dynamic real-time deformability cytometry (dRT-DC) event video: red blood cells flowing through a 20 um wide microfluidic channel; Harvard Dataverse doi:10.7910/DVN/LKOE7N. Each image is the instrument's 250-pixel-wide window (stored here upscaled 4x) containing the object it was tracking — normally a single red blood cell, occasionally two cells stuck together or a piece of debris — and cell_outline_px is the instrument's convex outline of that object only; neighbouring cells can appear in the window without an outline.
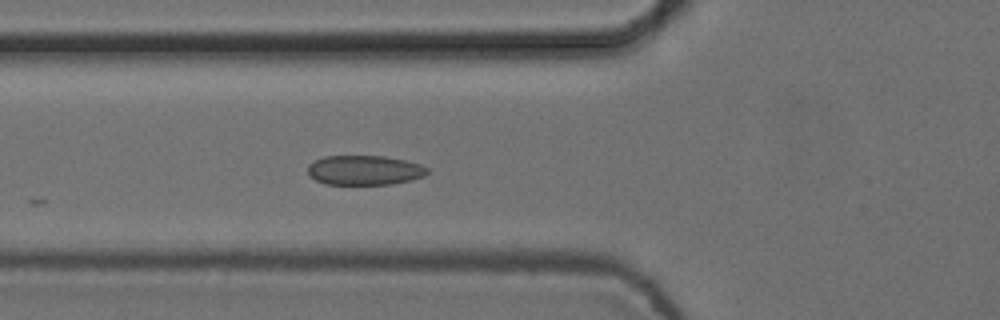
{"species": "common noctule bat (a hibernating species)", "species_latin": "Nyctalus noctula", "temperature_condition": "cold", "stored_images_in_passage": 5, "camera_frame_rate_fps": 3000, "um_per_image_px": 0.085, "animal": {"sex": "female", "body_mass_g": 24.6, "forearm_length_mm": 56.2}, "frame": {"image": 1, "passage_image": 5, "time_ms": 1.333, "image_size_px": [1000, 320], "cell_outline_px": [[428, 172], [424, 176], [412, 180], [392, 184], [324, 184], [308, 176], [308, 164], [324, 156], [384, 156], [404, 160], [420, 164], [428, 168]], "centroid_in_image_um": [30.97, 14.47], "position_along_channel_um": 94.8, "area_um2": 20.69}}